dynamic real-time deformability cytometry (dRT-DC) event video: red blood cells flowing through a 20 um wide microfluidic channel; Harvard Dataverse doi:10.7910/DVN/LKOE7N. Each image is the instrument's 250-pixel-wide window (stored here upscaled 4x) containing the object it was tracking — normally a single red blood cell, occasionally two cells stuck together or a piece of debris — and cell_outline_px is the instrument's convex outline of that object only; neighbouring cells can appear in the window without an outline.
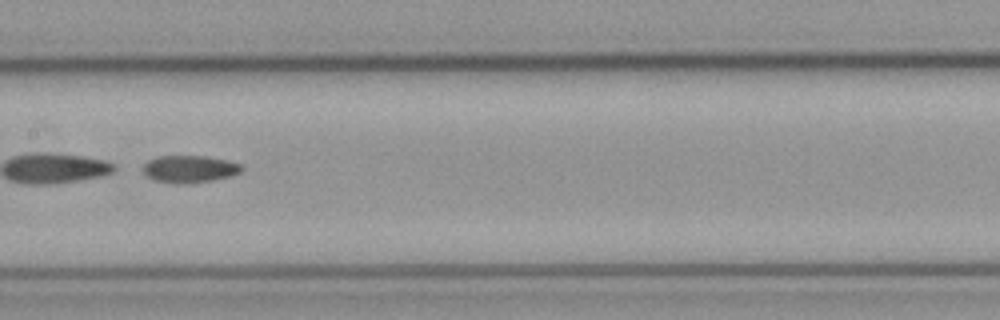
{"species": "common noctule bat (a hibernating species)", "species_latin": "Nyctalus noctula", "temperature_condition": "cold", "stored_images_in_passage": 36, "camera_frame_rate_fps": 3000, "um_per_image_px": 0.085, "animal": {"sex": "male", "body_mass_g": 23.1, "forearm_length_mm": 52.7}, "frame": {"image": 1, "passage_image": 16, "time_ms": 5.0, "image_size_px": [1000, 320], "cell_outline_px": [[244, 168], [240, 172], [228, 176], [212, 180], [176, 184], [156, 180], [148, 176], [144, 172], [144, 164], [148, 160], [156, 156], [208, 156], [228, 160], [240, 164]], "centroid_in_image_um": [16.11, 14.34], "position_along_channel_um": 191.3, "area_um2": 15.43}}
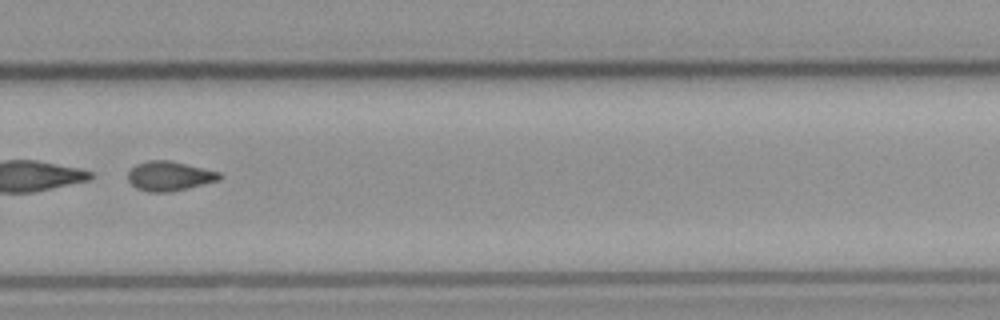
{"frame": {"image": 2, "passage_image": 26, "time_ms": 8.333, "image_size_px": [1000, 320], "cell_outline_px": [[224, 176], [220, 180], [168, 192], [148, 192], [136, 188], [128, 180], [128, 172], [136, 164], [148, 160], [168, 160], [220, 172]], "centroid_in_image_um": [14.4, 14.96], "position_along_channel_um": 315.4, "area_um2": 15.61}, "authors_computed_cell_mechanics": {"area_um2": 15.8372, "velocity_mm_per_s": 3.7362, "shape_relaxation_time_tau1_ms": null, "shape_relaxation_time_tau2_ms": 7.6048, "deformation_change_tau1": null, "deformation_change_tau2": 0.1476}}